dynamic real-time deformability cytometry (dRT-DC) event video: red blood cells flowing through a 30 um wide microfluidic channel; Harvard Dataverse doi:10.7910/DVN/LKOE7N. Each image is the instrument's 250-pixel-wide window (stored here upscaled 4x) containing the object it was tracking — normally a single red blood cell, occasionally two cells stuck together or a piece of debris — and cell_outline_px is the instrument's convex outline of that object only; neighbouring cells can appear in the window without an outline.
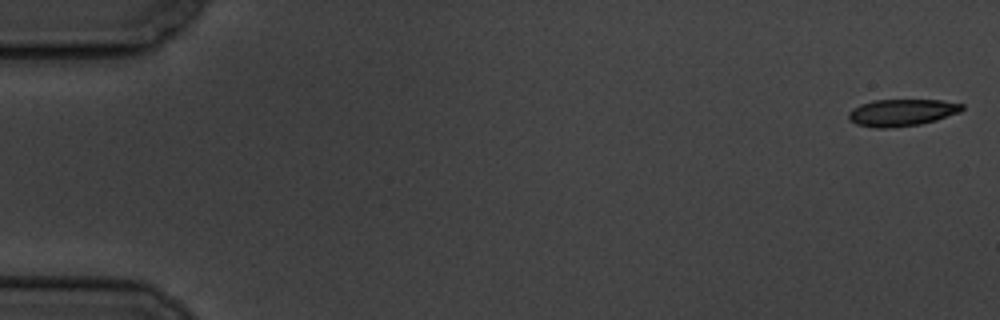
{"species": "common noctule bat (a hibernating species)", "species_latin": "Nyctalus noctula", "temperature_condition": "cold", "stored_images_in_passage": 57, "camera_frame_rate_fps": 3000, "um_per_image_px": 0.085, "animal": {"sex": "male", "body_mass_g": 19.5, "forearm_length_mm": 54.6}, "frame": {"image": 1, "passage_image": 1, "time_ms": 0.0, "image_size_px": [1000, 320], "cell_outline_px": [[964, 108], [960, 112], [936, 120], [920, 124], [892, 128], [876, 128], [856, 124], [848, 120], [848, 112], [852, 108], [860, 104], [872, 100], [940, 100], [964, 104]], "centroid_in_image_um": [76.62, 9.57], "position_along_channel_um": 8.4, "area_um2": 17.98}}
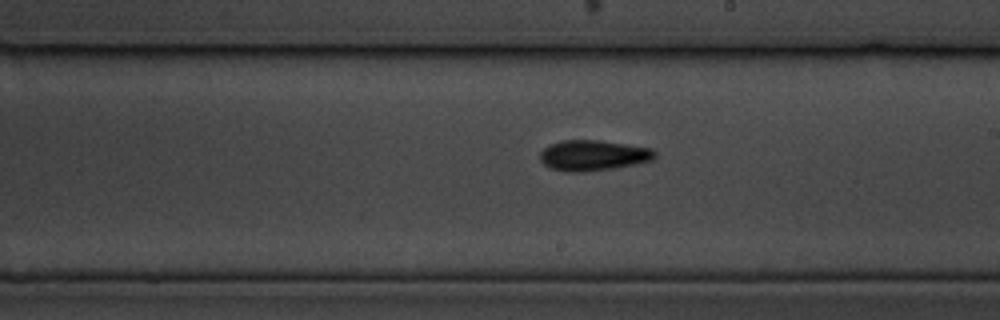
{"frame": {"image": 2, "passage_image": 33, "time_ms": 10.667, "image_size_px": [1000, 320], "cell_outline_px": [[656, 156], [652, 160], [636, 164], [612, 168], [580, 172], [568, 172], [548, 168], [540, 160], [540, 152], [544, 148], [552, 144], [564, 140], [600, 140], [652, 148], [656, 152]], "centroid_in_image_um": [50.42, 13.21], "position_along_channel_um": 238.6, "area_um2": 20.4}}
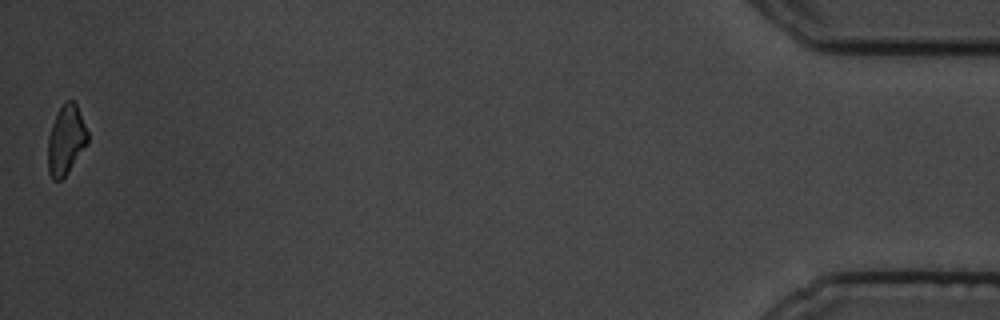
{"frame": {"image": 3, "passage_image": 57, "time_ms": 18.667, "image_size_px": [1000, 320], "cell_outline_px": [[88, 144], [68, 172], [60, 180], [52, 180], [48, 172], [48, 136], [52, 124], [64, 100], [72, 100], [76, 104], [88, 132]], "centroid_in_image_um": [5.61, 11.91], "position_along_channel_um": 429.6, "area_um2": 16.07}, "authors_computed_cell_mechanics": {"area_um2": 18.3804, "velocity_mm_per_s": 3.5065, "shape_relaxation_time_tau1_ms": 3.8305, "shape_relaxation_time_tau2_ms": null, "deformation_change_tau1": 0.1089, "deformation_change_tau2": null}}